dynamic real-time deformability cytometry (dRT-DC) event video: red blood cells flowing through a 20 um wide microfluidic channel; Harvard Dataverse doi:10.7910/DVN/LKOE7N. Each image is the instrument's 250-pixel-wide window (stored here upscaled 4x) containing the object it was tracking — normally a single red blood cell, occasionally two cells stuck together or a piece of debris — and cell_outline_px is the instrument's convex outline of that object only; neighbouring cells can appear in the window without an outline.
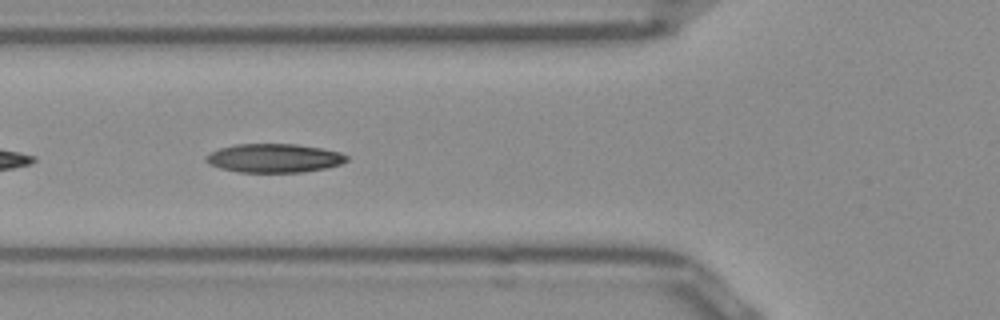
{"species": "Egyptian fruit bat (a non-hibernating species)", "species_latin": "Rousettus aegyptiacus", "temperature_condition": "room temperature", "stored_images_in_passage": 15, "camera_frame_rate_fps": 3000, "um_per_image_px": 0.085, "frame": {"image": 1, "passage_image": 5, "time_ms": 1.333, "image_size_px": [1000, 320], "cell_outline_px": [[348, 160], [340, 164], [324, 168], [300, 172], [240, 172], [220, 168], [208, 164], [204, 160], [204, 156], [220, 148], [236, 144], [296, 144], [320, 148], [340, 152], [348, 156]], "centroid_in_image_um": [23.27, 13.44], "position_along_channel_um": 102.5, "area_um2": 23.47}}
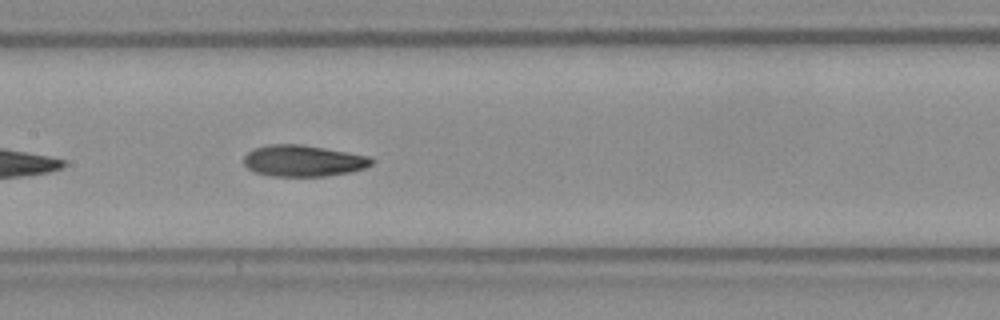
{"frame": {"image": 2, "passage_image": 11, "time_ms": 3.333, "image_size_px": [1000, 320], "cell_outline_px": [[372, 164], [364, 168], [348, 172], [324, 176], [272, 176], [256, 172], [248, 168], [244, 164], [244, 156], [252, 148], [268, 144], [300, 144], [324, 148], [368, 156], [372, 160]], "centroid_in_image_um": [25.72, 13.66], "position_along_channel_um": 181.7, "area_um2": 23.12}}